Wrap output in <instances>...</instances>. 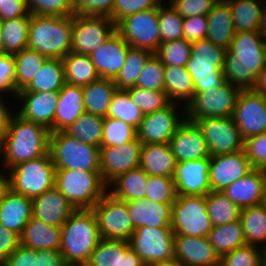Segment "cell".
I'll list each match as a JSON object with an SVG mask.
<instances>
[{
  "label": "cell",
  "instance_id": "6da1fadb",
  "mask_svg": "<svg viewBox=\"0 0 266 266\" xmlns=\"http://www.w3.org/2000/svg\"><path fill=\"white\" fill-rule=\"evenodd\" d=\"M266 63V42L259 31L235 33L225 58L226 81L240 90H252Z\"/></svg>",
  "mask_w": 266,
  "mask_h": 266
},
{
  "label": "cell",
  "instance_id": "7a4b0ae2",
  "mask_svg": "<svg viewBox=\"0 0 266 266\" xmlns=\"http://www.w3.org/2000/svg\"><path fill=\"white\" fill-rule=\"evenodd\" d=\"M50 133L43 125L13 113L3 135L4 157L1 166L10 169L18 163L48 154Z\"/></svg>",
  "mask_w": 266,
  "mask_h": 266
},
{
  "label": "cell",
  "instance_id": "3957f363",
  "mask_svg": "<svg viewBox=\"0 0 266 266\" xmlns=\"http://www.w3.org/2000/svg\"><path fill=\"white\" fill-rule=\"evenodd\" d=\"M101 239L92 209L75 210L61 226L60 252L66 266H86Z\"/></svg>",
  "mask_w": 266,
  "mask_h": 266
},
{
  "label": "cell",
  "instance_id": "277c9868",
  "mask_svg": "<svg viewBox=\"0 0 266 266\" xmlns=\"http://www.w3.org/2000/svg\"><path fill=\"white\" fill-rule=\"evenodd\" d=\"M73 15L31 14L27 48L48 59H62L71 52Z\"/></svg>",
  "mask_w": 266,
  "mask_h": 266
},
{
  "label": "cell",
  "instance_id": "5b68a950",
  "mask_svg": "<svg viewBox=\"0 0 266 266\" xmlns=\"http://www.w3.org/2000/svg\"><path fill=\"white\" fill-rule=\"evenodd\" d=\"M55 187L76 210L92 209L107 193L100 172L56 169Z\"/></svg>",
  "mask_w": 266,
  "mask_h": 266
},
{
  "label": "cell",
  "instance_id": "8992f818",
  "mask_svg": "<svg viewBox=\"0 0 266 266\" xmlns=\"http://www.w3.org/2000/svg\"><path fill=\"white\" fill-rule=\"evenodd\" d=\"M49 154L56 169L100 172V148L78 141L64 131L50 133Z\"/></svg>",
  "mask_w": 266,
  "mask_h": 266
},
{
  "label": "cell",
  "instance_id": "52a82bcc",
  "mask_svg": "<svg viewBox=\"0 0 266 266\" xmlns=\"http://www.w3.org/2000/svg\"><path fill=\"white\" fill-rule=\"evenodd\" d=\"M9 188L33 200L55 187L56 168L50 154L8 169Z\"/></svg>",
  "mask_w": 266,
  "mask_h": 266
},
{
  "label": "cell",
  "instance_id": "ba28073f",
  "mask_svg": "<svg viewBox=\"0 0 266 266\" xmlns=\"http://www.w3.org/2000/svg\"><path fill=\"white\" fill-rule=\"evenodd\" d=\"M170 227L174 234L208 237L213 225L206 196L178 195L172 204Z\"/></svg>",
  "mask_w": 266,
  "mask_h": 266
},
{
  "label": "cell",
  "instance_id": "9c48e42d",
  "mask_svg": "<svg viewBox=\"0 0 266 266\" xmlns=\"http://www.w3.org/2000/svg\"><path fill=\"white\" fill-rule=\"evenodd\" d=\"M240 91L226 81L219 87L194 92L192 100L185 106V118L197 121L202 118L233 116Z\"/></svg>",
  "mask_w": 266,
  "mask_h": 266
},
{
  "label": "cell",
  "instance_id": "30bf717a",
  "mask_svg": "<svg viewBox=\"0 0 266 266\" xmlns=\"http://www.w3.org/2000/svg\"><path fill=\"white\" fill-rule=\"evenodd\" d=\"M116 31L129 46L156 53L161 44L158 7L123 18L116 25Z\"/></svg>",
  "mask_w": 266,
  "mask_h": 266
},
{
  "label": "cell",
  "instance_id": "8fae6325",
  "mask_svg": "<svg viewBox=\"0 0 266 266\" xmlns=\"http://www.w3.org/2000/svg\"><path fill=\"white\" fill-rule=\"evenodd\" d=\"M129 244L145 265L175 259L171 227L141 226L132 233Z\"/></svg>",
  "mask_w": 266,
  "mask_h": 266
},
{
  "label": "cell",
  "instance_id": "7c38bea8",
  "mask_svg": "<svg viewBox=\"0 0 266 266\" xmlns=\"http://www.w3.org/2000/svg\"><path fill=\"white\" fill-rule=\"evenodd\" d=\"M116 30L115 23L104 15H73L71 52L91 55Z\"/></svg>",
  "mask_w": 266,
  "mask_h": 266
},
{
  "label": "cell",
  "instance_id": "4fadbf2b",
  "mask_svg": "<svg viewBox=\"0 0 266 266\" xmlns=\"http://www.w3.org/2000/svg\"><path fill=\"white\" fill-rule=\"evenodd\" d=\"M103 239L129 241L135 231L125 201L106 193L92 208Z\"/></svg>",
  "mask_w": 266,
  "mask_h": 266
},
{
  "label": "cell",
  "instance_id": "5bb4252c",
  "mask_svg": "<svg viewBox=\"0 0 266 266\" xmlns=\"http://www.w3.org/2000/svg\"><path fill=\"white\" fill-rule=\"evenodd\" d=\"M193 122L202 131L210 156L244 150V140L232 116L202 118Z\"/></svg>",
  "mask_w": 266,
  "mask_h": 266
},
{
  "label": "cell",
  "instance_id": "9a60e30c",
  "mask_svg": "<svg viewBox=\"0 0 266 266\" xmlns=\"http://www.w3.org/2000/svg\"><path fill=\"white\" fill-rule=\"evenodd\" d=\"M232 117L243 140L266 133V97L253 90H241Z\"/></svg>",
  "mask_w": 266,
  "mask_h": 266
},
{
  "label": "cell",
  "instance_id": "2e32d148",
  "mask_svg": "<svg viewBox=\"0 0 266 266\" xmlns=\"http://www.w3.org/2000/svg\"><path fill=\"white\" fill-rule=\"evenodd\" d=\"M182 104L171 103L163 110L144 115L139 128L137 138L142 144H165L169 143L181 123L186 119L177 113L176 109ZM178 111V112H177ZM183 117V118H182Z\"/></svg>",
  "mask_w": 266,
  "mask_h": 266
},
{
  "label": "cell",
  "instance_id": "e0dca14e",
  "mask_svg": "<svg viewBox=\"0 0 266 266\" xmlns=\"http://www.w3.org/2000/svg\"><path fill=\"white\" fill-rule=\"evenodd\" d=\"M142 143L136 138L119 146L100 147V174L108 186L125 172L139 167Z\"/></svg>",
  "mask_w": 266,
  "mask_h": 266
},
{
  "label": "cell",
  "instance_id": "ac0fdd59",
  "mask_svg": "<svg viewBox=\"0 0 266 266\" xmlns=\"http://www.w3.org/2000/svg\"><path fill=\"white\" fill-rule=\"evenodd\" d=\"M210 157L177 162L173 181L178 195L206 196L211 191Z\"/></svg>",
  "mask_w": 266,
  "mask_h": 266
},
{
  "label": "cell",
  "instance_id": "d6986e66",
  "mask_svg": "<svg viewBox=\"0 0 266 266\" xmlns=\"http://www.w3.org/2000/svg\"><path fill=\"white\" fill-rule=\"evenodd\" d=\"M252 169L244 150L211 156L209 171L211 191H224L227 186L244 177Z\"/></svg>",
  "mask_w": 266,
  "mask_h": 266
},
{
  "label": "cell",
  "instance_id": "ffe728a7",
  "mask_svg": "<svg viewBox=\"0 0 266 266\" xmlns=\"http://www.w3.org/2000/svg\"><path fill=\"white\" fill-rule=\"evenodd\" d=\"M16 99L23 104L18 115L26 120L39 123L54 132V114L59 99V91L17 92Z\"/></svg>",
  "mask_w": 266,
  "mask_h": 266
},
{
  "label": "cell",
  "instance_id": "44dd1931",
  "mask_svg": "<svg viewBox=\"0 0 266 266\" xmlns=\"http://www.w3.org/2000/svg\"><path fill=\"white\" fill-rule=\"evenodd\" d=\"M175 259L182 266H219L220 257L208 237L174 234Z\"/></svg>",
  "mask_w": 266,
  "mask_h": 266
},
{
  "label": "cell",
  "instance_id": "7402d4cb",
  "mask_svg": "<svg viewBox=\"0 0 266 266\" xmlns=\"http://www.w3.org/2000/svg\"><path fill=\"white\" fill-rule=\"evenodd\" d=\"M176 162L211 157L199 126L185 119L169 141Z\"/></svg>",
  "mask_w": 266,
  "mask_h": 266
},
{
  "label": "cell",
  "instance_id": "603a6c76",
  "mask_svg": "<svg viewBox=\"0 0 266 266\" xmlns=\"http://www.w3.org/2000/svg\"><path fill=\"white\" fill-rule=\"evenodd\" d=\"M240 209L265 203L266 170L253 168L222 191Z\"/></svg>",
  "mask_w": 266,
  "mask_h": 266
},
{
  "label": "cell",
  "instance_id": "cb8c5ba5",
  "mask_svg": "<svg viewBox=\"0 0 266 266\" xmlns=\"http://www.w3.org/2000/svg\"><path fill=\"white\" fill-rule=\"evenodd\" d=\"M129 45L115 30L90 56L100 78L114 80L125 63Z\"/></svg>",
  "mask_w": 266,
  "mask_h": 266
},
{
  "label": "cell",
  "instance_id": "d4e9b609",
  "mask_svg": "<svg viewBox=\"0 0 266 266\" xmlns=\"http://www.w3.org/2000/svg\"><path fill=\"white\" fill-rule=\"evenodd\" d=\"M75 210L56 187L32 200V217L52 226L61 227Z\"/></svg>",
  "mask_w": 266,
  "mask_h": 266
},
{
  "label": "cell",
  "instance_id": "484cf974",
  "mask_svg": "<svg viewBox=\"0 0 266 266\" xmlns=\"http://www.w3.org/2000/svg\"><path fill=\"white\" fill-rule=\"evenodd\" d=\"M31 217L32 200L9 188L0 200V223L20 237Z\"/></svg>",
  "mask_w": 266,
  "mask_h": 266
},
{
  "label": "cell",
  "instance_id": "4316f807",
  "mask_svg": "<svg viewBox=\"0 0 266 266\" xmlns=\"http://www.w3.org/2000/svg\"><path fill=\"white\" fill-rule=\"evenodd\" d=\"M134 229L141 226L170 227L172 204L147 198L126 202Z\"/></svg>",
  "mask_w": 266,
  "mask_h": 266
},
{
  "label": "cell",
  "instance_id": "83f0119b",
  "mask_svg": "<svg viewBox=\"0 0 266 266\" xmlns=\"http://www.w3.org/2000/svg\"><path fill=\"white\" fill-rule=\"evenodd\" d=\"M84 112L82 86L66 83L59 91V99L54 114V132L64 131Z\"/></svg>",
  "mask_w": 266,
  "mask_h": 266
},
{
  "label": "cell",
  "instance_id": "f1b7e54d",
  "mask_svg": "<svg viewBox=\"0 0 266 266\" xmlns=\"http://www.w3.org/2000/svg\"><path fill=\"white\" fill-rule=\"evenodd\" d=\"M176 159L168 143L142 144L139 167L148 176L173 177Z\"/></svg>",
  "mask_w": 266,
  "mask_h": 266
},
{
  "label": "cell",
  "instance_id": "f546056e",
  "mask_svg": "<svg viewBox=\"0 0 266 266\" xmlns=\"http://www.w3.org/2000/svg\"><path fill=\"white\" fill-rule=\"evenodd\" d=\"M20 244L34 250H60L61 227L31 217L20 236Z\"/></svg>",
  "mask_w": 266,
  "mask_h": 266
},
{
  "label": "cell",
  "instance_id": "4dcf8cb0",
  "mask_svg": "<svg viewBox=\"0 0 266 266\" xmlns=\"http://www.w3.org/2000/svg\"><path fill=\"white\" fill-rule=\"evenodd\" d=\"M207 19V39L216 45L228 49L236 33L228 4L224 0L218 1L207 15Z\"/></svg>",
  "mask_w": 266,
  "mask_h": 266
},
{
  "label": "cell",
  "instance_id": "1f68e13d",
  "mask_svg": "<svg viewBox=\"0 0 266 266\" xmlns=\"http://www.w3.org/2000/svg\"><path fill=\"white\" fill-rule=\"evenodd\" d=\"M147 181L148 175L141 167H137L114 179L107 186V192L121 201L139 200L145 198Z\"/></svg>",
  "mask_w": 266,
  "mask_h": 266
},
{
  "label": "cell",
  "instance_id": "d6a6232c",
  "mask_svg": "<svg viewBox=\"0 0 266 266\" xmlns=\"http://www.w3.org/2000/svg\"><path fill=\"white\" fill-rule=\"evenodd\" d=\"M164 91L172 103H185L180 110L183 113L194 96V83L186 66H165Z\"/></svg>",
  "mask_w": 266,
  "mask_h": 266
},
{
  "label": "cell",
  "instance_id": "836d02e7",
  "mask_svg": "<svg viewBox=\"0 0 266 266\" xmlns=\"http://www.w3.org/2000/svg\"><path fill=\"white\" fill-rule=\"evenodd\" d=\"M85 112L106 117L117 86L112 79L99 78L82 86Z\"/></svg>",
  "mask_w": 266,
  "mask_h": 266
},
{
  "label": "cell",
  "instance_id": "e575fe53",
  "mask_svg": "<svg viewBox=\"0 0 266 266\" xmlns=\"http://www.w3.org/2000/svg\"><path fill=\"white\" fill-rule=\"evenodd\" d=\"M232 13L236 33L259 31L265 0H224Z\"/></svg>",
  "mask_w": 266,
  "mask_h": 266
},
{
  "label": "cell",
  "instance_id": "d590c367",
  "mask_svg": "<svg viewBox=\"0 0 266 266\" xmlns=\"http://www.w3.org/2000/svg\"><path fill=\"white\" fill-rule=\"evenodd\" d=\"M65 84L62 59H47L31 82L19 92L60 91Z\"/></svg>",
  "mask_w": 266,
  "mask_h": 266
},
{
  "label": "cell",
  "instance_id": "8d00e7d4",
  "mask_svg": "<svg viewBox=\"0 0 266 266\" xmlns=\"http://www.w3.org/2000/svg\"><path fill=\"white\" fill-rule=\"evenodd\" d=\"M62 62L67 84L85 86L100 78L88 55L69 52Z\"/></svg>",
  "mask_w": 266,
  "mask_h": 266
},
{
  "label": "cell",
  "instance_id": "74e56055",
  "mask_svg": "<svg viewBox=\"0 0 266 266\" xmlns=\"http://www.w3.org/2000/svg\"><path fill=\"white\" fill-rule=\"evenodd\" d=\"M240 220L247 245L266 246V203L241 209ZM260 243V244H258Z\"/></svg>",
  "mask_w": 266,
  "mask_h": 266
},
{
  "label": "cell",
  "instance_id": "f35d334b",
  "mask_svg": "<svg viewBox=\"0 0 266 266\" xmlns=\"http://www.w3.org/2000/svg\"><path fill=\"white\" fill-rule=\"evenodd\" d=\"M210 244L219 257L246 245L241 220L214 226L209 233Z\"/></svg>",
  "mask_w": 266,
  "mask_h": 266
},
{
  "label": "cell",
  "instance_id": "ab89813d",
  "mask_svg": "<svg viewBox=\"0 0 266 266\" xmlns=\"http://www.w3.org/2000/svg\"><path fill=\"white\" fill-rule=\"evenodd\" d=\"M187 71L194 83V92H203L219 87L226 82L223 68L215 62L195 61L192 58L186 64Z\"/></svg>",
  "mask_w": 266,
  "mask_h": 266
},
{
  "label": "cell",
  "instance_id": "60d3db41",
  "mask_svg": "<svg viewBox=\"0 0 266 266\" xmlns=\"http://www.w3.org/2000/svg\"><path fill=\"white\" fill-rule=\"evenodd\" d=\"M103 123V116L84 112L64 132L78 141L100 148Z\"/></svg>",
  "mask_w": 266,
  "mask_h": 266
},
{
  "label": "cell",
  "instance_id": "b9f144b4",
  "mask_svg": "<svg viewBox=\"0 0 266 266\" xmlns=\"http://www.w3.org/2000/svg\"><path fill=\"white\" fill-rule=\"evenodd\" d=\"M15 59V90L24 89L48 59L36 50L25 48L13 54Z\"/></svg>",
  "mask_w": 266,
  "mask_h": 266
},
{
  "label": "cell",
  "instance_id": "7bdbcfd3",
  "mask_svg": "<svg viewBox=\"0 0 266 266\" xmlns=\"http://www.w3.org/2000/svg\"><path fill=\"white\" fill-rule=\"evenodd\" d=\"M31 14L1 21L5 54H15L27 48Z\"/></svg>",
  "mask_w": 266,
  "mask_h": 266
},
{
  "label": "cell",
  "instance_id": "ee69618b",
  "mask_svg": "<svg viewBox=\"0 0 266 266\" xmlns=\"http://www.w3.org/2000/svg\"><path fill=\"white\" fill-rule=\"evenodd\" d=\"M152 54L151 51L130 46L125 63L113 80L117 89L126 90L134 87L146 61Z\"/></svg>",
  "mask_w": 266,
  "mask_h": 266
},
{
  "label": "cell",
  "instance_id": "f6af8a7d",
  "mask_svg": "<svg viewBox=\"0 0 266 266\" xmlns=\"http://www.w3.org/2000/svg\"><path fill=\"white\" fill-rule=\"evenodd\" d=\"M206 204L213 227L240 219L241 209L222 192L210 191L206 195Z\"/></svg>",
  "mask_w": 266,
  "mask_h": 266
},
{
  "label": "cell",
  "instance_id": "bcb514c9",
  "mask_svg": "<svg viewBox=\"0 0 266 266\" xmlns=\"http://www.w3.org/2000/svg\"><path fill=\"white\" fill-rule=\"evenodd\" d=\"M106 117L122 120L138 129L144 114L133 103L126 90L117 89L112 97Z\"/></svg>",
  "mask_w": 266,
  "mask_h": 266
},
{
  "label": "cell",
  "instance_id": "7dc6e473",
  "mask_svg": "<svg viewBox=\"0 0 266 266\" xmlns=\"http://www.w3.org/2000/svg\"><path fill=\"white\" fill-rule=\"evenodd\" d=\"M129 247V241L102 238L86 266H120L121 255Z\"/></svg>",
  "mask_w": 266,
  "mask_h": 266
},
{
  "label": "cell",
  "instance_id": "c3c4849f",
  "mask_svg": "<svg viewBox=\"0 0 266 266\" xmlns=\"http://www.w3.org/2000/svg\"><path fill=\"white\" fill-rule=\"evenodd\" d=\"M137 138V129L122 120L104 117L101 147L119 146Z\"/></svg>",
  "mask_w": 266,
  "mask_h": 266
},
{
  "label": "cell",
  "instance_id": "681fc988",
  "mask_svg": "<svg viewBox=\"0 0 266 266\" xmlns=\"http://www.w3.org/2000/svg\"><path fill=\"white\" fill-rule=\"evenodd\" d=\"M126 91L144 115L163 110L172 103L165 91L147 90L136 86Z\"/></svg>",
  "mask_w": 266,
  "mask_h": 266
},
{
  "label": "cell",
  "instance_id": "f907efd6",
  "mask_svg": "<svg viewBox=\"0 0 266 266\" xmlns=\"http://www.w3.org/2000/svg\"><path fill=\"white\" fill-rule=\"evenodd\" d=\"M164 1L158 6V22L161 43L183 38V17L180 16L169 3Z\"/></svg>",
  "mask_w": 266,
  "mask_h": 266
},
{
  "label": "cell",
  "instance_id": "816d5d0a",
  "mask_svg": "<svg viewBox=\"0 0 266 266\" xmlns=\"http://www.w3.org/2000/svg\"><path fill=\"white\" fill-rule=\"evenodd\" d=\"M192 42L184 38L161 43L155 53L165 66H186L191 58Z\"/></svg>",
  "mask_w": 266,
  "mask_h": 266
},
{
  "label": "cell",
  "instance_id": "f5cc1de1",
  "mask_svg": "<svg viewBox=\"0 0 266 266\" xmlns=\"http://www.w3.org/2000/svg\"><path fill=\"white\" fill-rule=\"evenodd\" d=\"M164 71L165 65L153 53L146 61L135 86L147 90L164 91Z\"/></svg>",
  "mask_w": 266,
  "mask_h": 266
},
{
  "label": "cell",
  "instance_id": "db71d44e",
  "mask_svg": "<svg viewBox=\"0 0 266 266\" xmlns=\"http://www.w3.org/2000/svg\"><path fill=\"white\" fill-rule=\"evenodd\" d=\"M145 198L158 203L173 204L176 200V188L173 178L148 176Z\"/></svg>",
  "mask_w": 266,
  "mask_h": 266
},
{
  "label": "cell",
  "instance_id": "11a10c76",
  "mask_svg": "<svg viewBox=\"0 0 266 266\" xmlns=\"http://www.w3.org/2000/svg\"><path fill=\"white\" fill-rule=\"evenodd\" d=\"M28 12L35 15L71 16L75 14L73 0H25Z\"/></svg>",
  "mask_w": 266,
  "mask_h": 266
},
{
  "label": "cell",
  "instance_id": "9f6ffc18",
  "mask_svg": "<svg viewBox=\"0 0 266 266\" xmlns=\"http://www.w3.org/2000/svg\"><path fill=\"white\" fill-rule=\"evenodd\" d=\"M219 266H262V249L246 244L221 256Z\"/></svg>",
  "mask_w": 266,
  "mask_h": 266
},
{
  "label": "cell",
  "instance_id": "6f0895ef",
  "mask_svg": "<svg viewBox=\"0 0 266 266\" xmlns=\"http://www.w3.org/2000/svg\"><path fill=\"white\" fill-rule=\"evenodd\" d=\"M226 51L206 38L192 42L191 58L195 61L215 62L223 68Z\"/></svg>",
  "mask_w": 266,
  "mask_h": 266
},
{
  "label": "cell",
  "instance_id": "680465c9",
  "mask_svg": "<svg viewBox=\"0 0 266 266\" xmlns=\"http://www.w3.org/2000/svg\"><path fill=\"white\" fill-rule=\"evenodd\" d=\"M164 0H114L112 21L117 25L123 18L139 11L157 8Z\"/></svg>",
  "mask_w": 266,
  "mask_h": 266
},
{
  "label": "cell",
  "instance_id": "91938a15",
  "mask_svg": "<svg viewBox=\"0 0 266 266\" xmlns=\"http://www.w3.org/2000/svg\"><path fill=\"white\" fill-rule=\"evenodd\" d=\"M244 151L253 168L266 170V133L244 140Z\"/></svg>",
  "mask_w": 266,
  "mask_h": 266
},
{
  "label": "cell",
  "instance_id": "94428289",
  "mask_svg": "<svg viewBox=\"0 0 266 266\" xmlns=\"http://www.w3.org/2000/svg\"><path fill=\"white\" fill-rule=\"evenodd\" d=\"M171 7L183 18L204 15L207 16L218 0H168Z\"/></svg>",
  "mask_w": 266,
  "mask_h": 266
},
{
  "label": "cell",
  "instance_id": "6125c7cd",
  "mask_svg": "<svg viewBox=\"0 0 266 266\" xmlns=\"http://www.w3.org/2000/svg\"><path fill=\"white\" fill-rule=\"evenodd\" d=\"M15 59L12 54L0 55V95L7 92L16 97L15 90Z\"/></svg>",
  "mask_w": 266,
  "mask_h": 266
},
{
  "label": "cell",
  "instance_id": "be15d7a7",
  "mask_svg": "<svg viewBox=\"0 0 266 266\" xmlns=\"http://www.w3.org/2000/svg\"><path fill=\"white\" fill-rule=\"evenodd\" d=\"M208 19L204 15L183 18V38L194 42L207 38Z\"/></svg>",
  "mask_w": 266,
  "mask_h": 266
},
{
  "label": "cell",
  "instance_id": "e7e4bbea",
  "mask_svg": "<svg viewBox=\"0 0 266 266\" xmlns=\"http://www.w3.org/2000/svg\"><path fill=\"white\" fill-rule=\"evenodd\" d=\"M75 14L104 15L112 20L114 0H73Z\"/></svg>",
  "mask_w": 266,
  "mask_h": 266
},
{
  "label": "cell",
  "instance_id": "03108f58",
  "mask_svg": "<svg viewBox=\"0 0 266 266\" xmlns=\"http://www.w3.org/2000/svg\"><path fill=\"white\" fill-rule=\"evenodd\" d=\"M2 264L3 266H36V250L19 244Z\"/></svg>",
  "mask_w": 266,
  "mask_h": 266
},
{
  "label": "cell",
  "instance_id": "003e7915",
  "mask_svg": "<svg viewBox=\"0 0 266 266\" xmlns=\"http://www.w3.org/2000/svg\"><path fill=\"white\" fill-rule=\"evenodd\" d=\"M25 0H3L0 4V20L16 19L28 16Z\"/></svg>",
  "mask_w": 266,
  "mask_h": 266
},
{
  "label": "cell",
  "instance_id": "a7ac6f4b",
  "mask_svg": "<svg viewBox=\"0 0 266 266\" xmlns=\"http://www.w3.org/2000/svg\"><path fill=\"white\" fill-rule=\"evenodd\" d=\"M19 244L20 237L0 223V262H4Z\"/></svg>",
  "mask_w": 266,
  "mask_h": 266
},
{
  "label": "cell",
  "instance_id": "89a4df30",
  "mask_svg": "<svg viewBox=\"0 0 266 266\" xmlns=\"http://www.w3.org/2000/svg\"><path fill=\"white\" fill-rule=\"evenodd\" d=\"M36 266H66L60 250H36Z\"/></svg>",
  "mask_w": 266,
  "mask_h": 266
},
{
  "label": "cell",
  "instance_id": "2644e50d",
  "mask_svg": "<svg viewBox=\"0 0 266 266\" xmlns=\"http://www.w3.org/2000/svg\"><path fill=\"white\" fill-rule=\"evenodd\" d=\"M120 266H145L144 262L141 260L139 255L129 247L122 255H121V263Z\"/></svg>",
  "mask_w": 266,
  "mask_h": 266
},
{
  "label": "cell",
  "instance_id": "8c879c8a",
  "mask_svg": "<svg viewBox=\"0 0 266 266\" xmlns=\"http://www.w3.org/2000/svg\"><path fill=\"white\" fill-rule=\"evenodd\" d=\"M5 100H3V97L0 96V133L4 135V133L7 130L10 118H11V113L10 112V107L6 106L7 104L5 103Z\"/></svg>",
  "mask_w": 266,
  "mask_h": 266
},
{
  "label": "cell",
  "instance_id": "753ad0ef",
  "mask_svg": "<svg viewBox=\"0 0 266 266\" xmlns=\"http://www.w3.org/2000/svg\"><path fill=\"white\" fill-rule=\"evenodd\" d=\"M252 90L266 97V63L264 68L259 72L257 81Z\"/></svg>",
  "mask_w": 266,
  "mask_h": 266
},
{
  "label": "cell",
  "instance_id": "34e18365",
  "mask_svg": "<svg viewBox=\"0 0 266 266\" xmlns=\"http://www.w3.org/2000/svg\"><path fill=\"white\" fill-rule=\"evenodd\" d=\"M5 169L0 171V200L3 198L5 192L9 189V176L8 173H3Z\"/></svg>",
  "mask_w": 266,
  "mask_h": 266
},
{
  "label": "cell",
  "instance_id": "11e5206c",
  "mask_svg": "<svg viewBox=\"0 0 266 266\" xmlns=\"http://www.w3.org/2000/svg\"><path fill=\"white\" fill-rule=\"evenodd\" d=\"M145 266H182L176 259L170 261L154 262Z\"/></svg>",
  "mask_w": 266,
  "mask_h": 266
},
{
  "label": "cell",
  "instance_id": "2a66077c",
  "mask_svg": "<svg viewBox=\"0 0 266 266\" xmlns=\"http://www.w3.org/2000/svg\"><path fill=\"white\" fill-rule=\"evenodd\" d=\"M2 54H5V52H4V43H3L1 20H0V55Z\"/></svg>",
  "mask_w": 266,
  "mask_h": 266
},
{
  "label": "cell",
  "instance_id": "b9fcfbb0",
  "mask_svg": "<svg viewBox=\"0 0 266 266\" xmlns=\"http://www.w3.org/2000/svg\"><path fill=\"white\" fill-rule=\"evenodd\" d=\"M260 248L262 249V266H266V246Z\"/></svg>",
  "mask_w": 266,
  "mask_h": 266
},
{
  "label": "cell",
  "instance_id": "09005b40",
  "mask_svg": "<svg viewBox=\"0 0 266 266\" xmlns=\"http://www.w3.org/2000/svg\"><path fill=\"white\" fill-rule=\"evenodd\" d=\"M3 155V135L0 133V157Z\"/></svg>",
  "mask_w": 266,
  "mask_h": 266
}]
</instances>
